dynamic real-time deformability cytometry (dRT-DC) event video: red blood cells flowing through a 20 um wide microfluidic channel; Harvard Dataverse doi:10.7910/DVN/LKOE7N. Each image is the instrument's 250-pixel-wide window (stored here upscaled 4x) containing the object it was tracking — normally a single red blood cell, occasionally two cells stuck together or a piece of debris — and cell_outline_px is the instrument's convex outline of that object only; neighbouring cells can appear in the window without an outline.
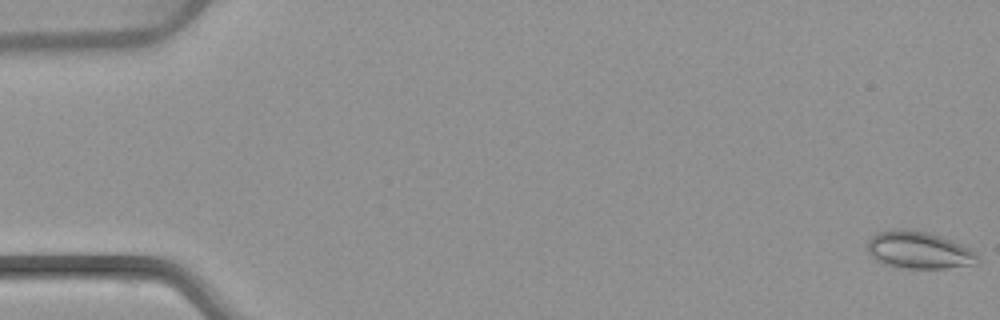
{"species": "common noctule bat (a hibernating species)", "species_latin": "Nyctalus noctula", "temperature_condition": "warm", "stored_images_in_passage": 53, "camera_frame_rate_fps": 3000, "um_per_image_px": 0.085, "animal": {"sex": "female", "body_mass_g": 22.7, "forearm_length_mm": 54.2}, "frame": {"image": 1, "passage_image": 1, "time_ms": 0.0, "image_size_px": [1000, 320], "cell_outline_px": [[980, 264], [944, 268], [908, 268], [888, 264], [876, 260], [868, 252], [868, 240], [876, 232], [900, 228], [928, 232], [952, 240], [976, 252], [980, 256]], "centroid_in_image_um": [78.15, 21.25], "position_along_channel_um": 6.9, "area_um2": 23.87}}
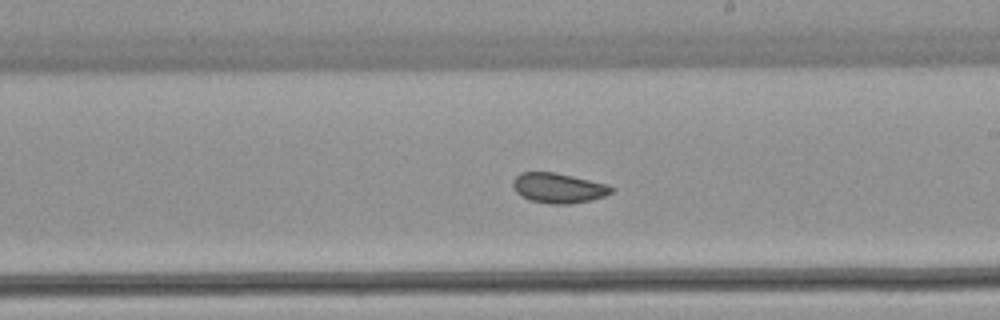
{"frame": {"image": 2, "passage_image": 31, "time_ms": 10.0, "image_size_px": [1000, 320], "cell_outline_px": [[616, 188], [612, 192], [604, 196], [592, 200], [568, 204], [552, 204], [528, 200], [520, 196], [512, 188], [512, 180], [520, 172], [556, 172], [608, 184]], "centroid_in_image_um": [47.45, 15.98], "position_along_channel_um": 241.6, "area_um2": 17.51}}
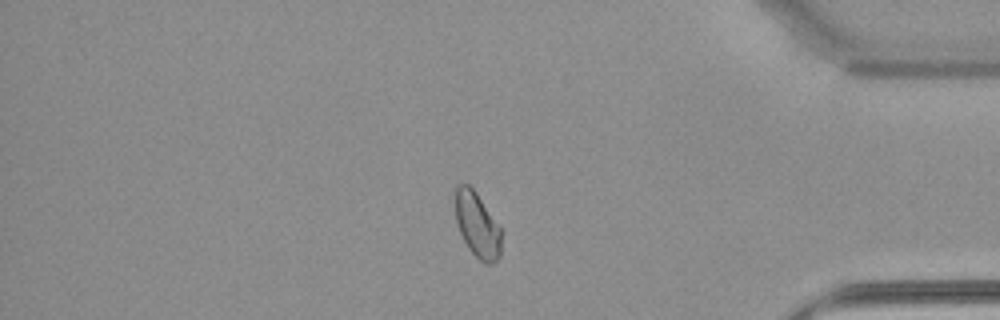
{"frame": {"image": 3, "passage_image": 45, "time_ms": 14.667, "image_size_px": [1000, 320], "cell_outline_px": [[500, 256], [492, 264], [484, 264], [468, 248], [460, 232], [456, 220], [456, 184], [468, 184], [476, 192], [500, 228]], "centroid_in_image_um": [40.56, 19.14], "position_along_channel_um": 394.6, "area_um2": 17.05}, "authors_computed_cell_mechanics": {"area_um2": 18.6116, "velocity_mm_per_s": 3.8992, "shape_relaxation_time_tau1_ms": null, "shape_relaxation_time_tau2_ms": 0.8174, "deformation_change_tau1": null, "deformation_change_tau2": 0.046}}